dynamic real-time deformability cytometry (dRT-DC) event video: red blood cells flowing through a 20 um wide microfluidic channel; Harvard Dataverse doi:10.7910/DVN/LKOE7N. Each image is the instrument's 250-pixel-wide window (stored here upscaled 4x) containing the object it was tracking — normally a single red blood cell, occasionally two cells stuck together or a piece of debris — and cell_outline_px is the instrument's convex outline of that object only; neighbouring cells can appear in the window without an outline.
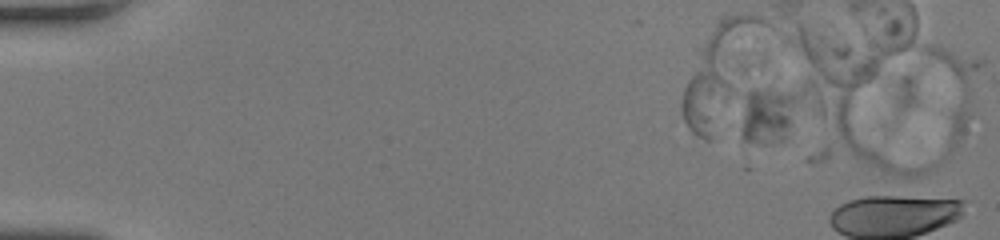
{"species": "human", "species_latin": "Homo sapiens", "temperature_condition": "room temperature", "stored_images_in_passage": 1, "camera_frame_rate_fps": 3000, "um_per_image_px": 0.085, "donor": {"sex": "female"}, "frame": {"image": 1, "passage_image": 1, "time_ms": 0.0, "image_size_px": [1000, 240], "cell_outline_px": [[796, 100], [784, 140], [764, 144], [760, 144], [744, 140], [740, 136], [748, 92], [796, 92]], "centroid_in_image_um": [65.23, 9.9], "position_along_channel_um": 19.8, "area_um2": 16.99}}